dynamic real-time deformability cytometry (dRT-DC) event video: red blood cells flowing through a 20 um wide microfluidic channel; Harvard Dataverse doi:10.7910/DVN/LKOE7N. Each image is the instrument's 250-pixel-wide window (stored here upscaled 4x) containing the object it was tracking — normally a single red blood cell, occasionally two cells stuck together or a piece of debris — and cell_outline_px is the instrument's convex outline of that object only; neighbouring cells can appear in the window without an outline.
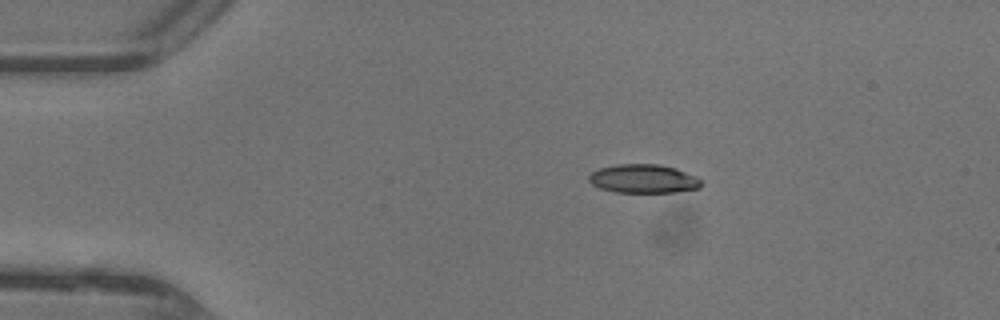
{"species": "common noctule bat (a hibernating species)", "species_latin": "Nyctalus noctula", "temperature_condition": "warm", "stored_images_in_passage": 7, "camera_frame_rate_fps": 3000, "um_per_image_px": 0.085, "animal": {"sex": "female"}, "frame": {"image": 1, "passage_image": 1, "time_ms": 0.0, "image_size_px": [1000, 320], "cell_outline_px": [[704, 184], [700, 188], [676, 192], [616, 192], [600, 188], [592, 184], [588, 180], [588, 176], [592, 172], [600, 168], [616, 164], [660, 164], [676, 168], [696, 176]], "centroid_in_image_um": [54.71, 15.19], "position_along_channel_um": 30.3, "area_um2": 18.9}}